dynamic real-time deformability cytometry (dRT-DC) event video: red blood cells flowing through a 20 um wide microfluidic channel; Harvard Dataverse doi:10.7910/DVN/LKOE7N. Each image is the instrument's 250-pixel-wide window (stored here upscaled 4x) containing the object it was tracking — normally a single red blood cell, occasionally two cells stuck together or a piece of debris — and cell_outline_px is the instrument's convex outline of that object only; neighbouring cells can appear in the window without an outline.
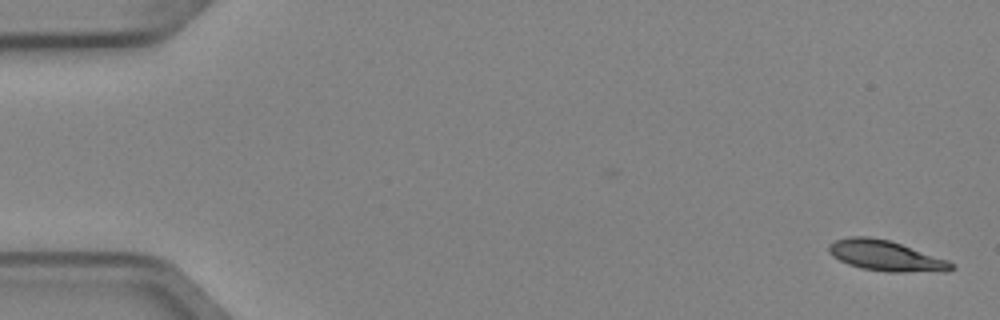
{"species": "Egyptian fruit bat (a non-hibernating species)", "species_latin": "Rousettus aegyptiacus", "temperature_condition": "cold", "stored_images_in_passage": 2, "camera_frame_rate_fps": 3000, "um_per_image_px": 0.085, "animal": {"sex": "female"}, "frame": {"image": 1, "passage_image": 2, "time_ms": 0.333, "image_size_px": [1000, 320], "cell_outline_px": [[956, 268], [948, 272], [888, 272], [860, 268], [848, 264], [832, 256], [828, 252], [828, 244], [836, 240], [852, 236], [868, 236], [888, 240], [948, 260], [956, 264]], "centroid_in_image_um": [75.32, 21.76], "position_along_channel_um": 9.7, "area_um2": 21.91}}